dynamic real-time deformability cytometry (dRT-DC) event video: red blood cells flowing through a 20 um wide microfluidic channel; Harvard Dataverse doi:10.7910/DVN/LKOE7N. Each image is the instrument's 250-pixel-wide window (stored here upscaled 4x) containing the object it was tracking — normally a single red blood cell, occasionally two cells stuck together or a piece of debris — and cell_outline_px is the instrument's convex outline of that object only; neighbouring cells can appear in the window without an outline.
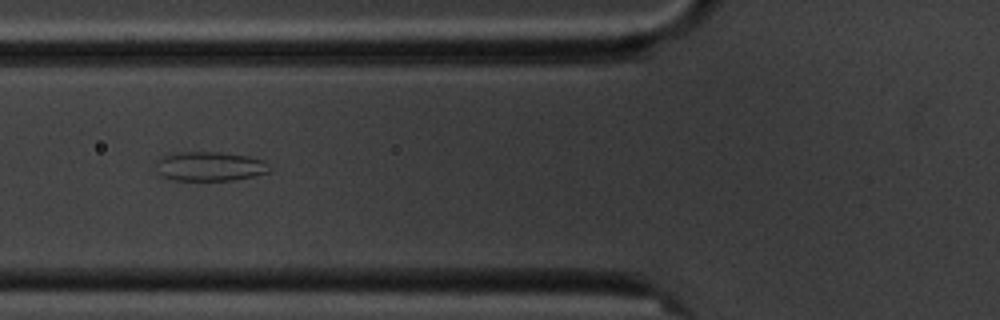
{"species": "common noctule bat (a hibernating species)", "species_latin": "Nyctalus noctula", "temperature_condition": "cold", "stored_images_in_passage": 3, "camera_frame_rate_fps": 3000, "um_per_image_px": 0.085, "animal": {"sex": "male", "body_mass_g": 20.1, "forearm_length_mm": 53.5}, "frame": {"image": 1, "passage_image": 3, "time_ms": 2.333, "image_size_px": [1000, 320], "cell_outline_px": [[272, 172], [232, 180], [172, 180], [160, 176], [156, 172], [156, 160], [164, 156], [176, 152], [224, 152], [248, 156], [264, 160], [272, 164]], "centroid_in_image_um": [17.86, 14.14], "position_along_channel_um": 107.9, "area_um2": 19.83}}